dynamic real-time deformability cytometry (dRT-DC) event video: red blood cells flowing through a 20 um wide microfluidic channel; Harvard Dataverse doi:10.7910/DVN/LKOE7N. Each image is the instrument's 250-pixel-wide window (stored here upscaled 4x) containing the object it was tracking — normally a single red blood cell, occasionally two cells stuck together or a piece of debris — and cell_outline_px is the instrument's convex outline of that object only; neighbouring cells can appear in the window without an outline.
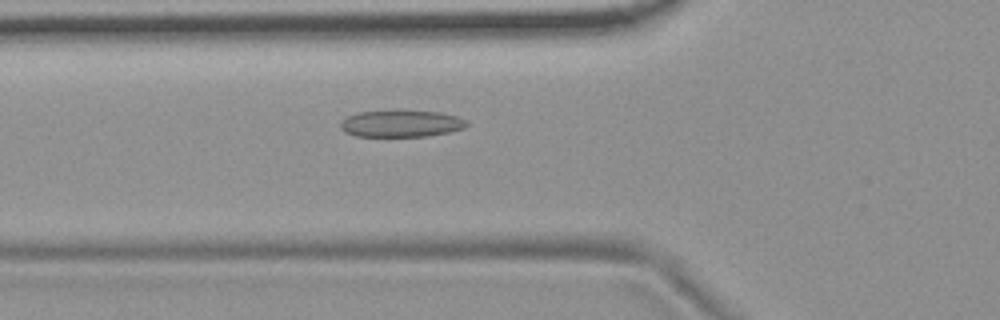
{"species": "common noctule bat (a hibernating species)", "species_latin": "Nyctalus noctula", "temperature_condition": "room temperature", "stored_images_in_passage": 39, "camera_frame_rate_fps": 3000, "um_per_image_px": 0.085, "animal": {"sex": "female", "body_mass_g": 19.9}, "frame": {"image": 1, "passage_image": 4, "time_ms": 1.0, "image_size_px": [1000, 320], "cell_outline_px": [[468, 124], [464, 128], [448, 132], [428, 136], [356, 136], [344, 132], [340, 128], [340, 120], [348, 116], [360, 112], [440, 112], [456, 116], [468, 120]], "centroid_in_image_um": [34.09, 10.53], "position_along_channel_um": 91.7, "area_um2": 19.31}}
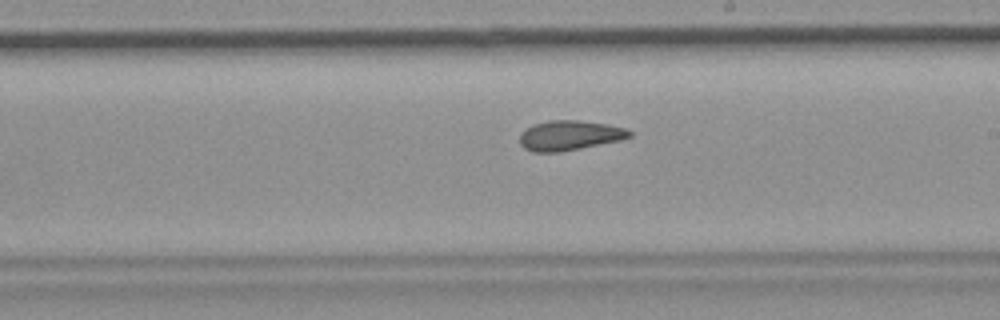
{"frame": {"image": 2, "passage_image": 16, "time_ms": 5.0, "image_size_px": [1000, 320], "cell_outline_px": [[632, 136], [620, 140], [560, 152], [532, 152], [524, 148], [520, 144], [520, 132], [532, 124], [548, 120], [580, 120], [608, 124], [624, 128], [632, 132]], "centroid_in_image_um": [48.38, 11.5], "position_along_channel_um": 240.6, "area_um2": 19.19}}
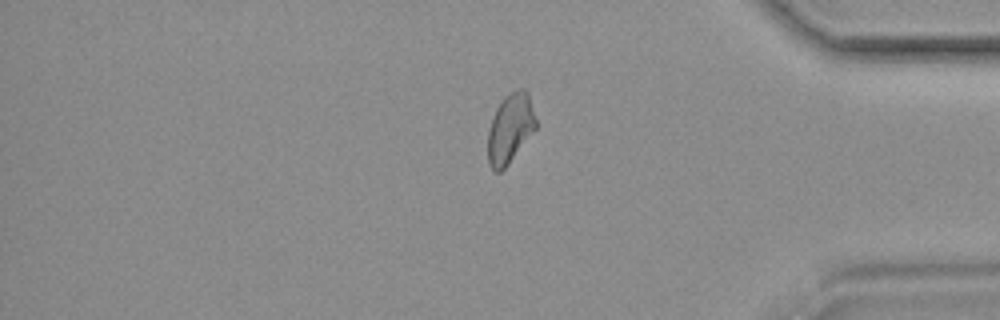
{"frame": {"image": 3, "passage_image": 30, "time_ms": 9.667, "image_size_px": [1000, 320], "cell_outline_px": [[536, 128], [508, 164], [500, 172], [496, 172], [488, 164], [488, 132], [496, 108], [504, 96], [508, 92], [520, 88], [524, 88], [528, 92], [536, 120]], "centroid_in_image_um": [43.36, 10.89], "position_along_channel_um": 391.8, "area_um2": 19.31}, "authors_computed_cell_mechanics": {"area_um2": 19.3052, "velocity_mm_per_s": 3.726, "shape_relaxation_time_tau1_ms": null, "shape_relaxation_time_tau2_ms": 1.6766, "deformation_change_tau1": null, "deformation_change_tau2": 0.0816}}